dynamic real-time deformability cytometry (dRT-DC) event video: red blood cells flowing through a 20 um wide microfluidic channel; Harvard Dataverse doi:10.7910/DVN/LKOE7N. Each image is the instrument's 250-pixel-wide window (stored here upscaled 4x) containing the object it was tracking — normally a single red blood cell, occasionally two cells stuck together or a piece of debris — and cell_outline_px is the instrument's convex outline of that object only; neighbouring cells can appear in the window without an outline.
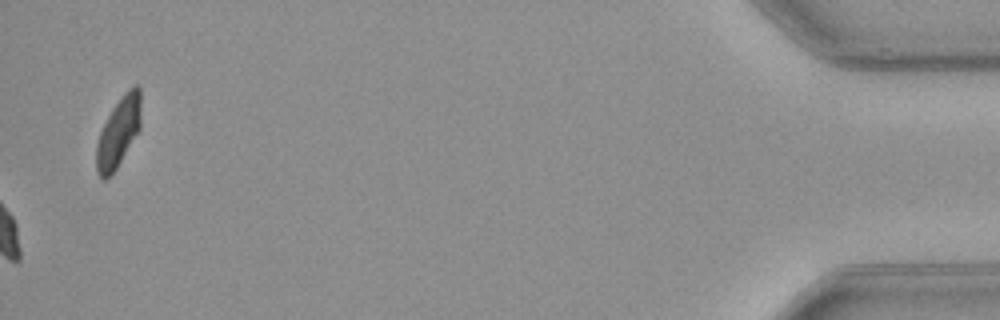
{"species": "common noctule bat (a hibernating species)", "species_latin": "Nyctalus noctula", "temperature_condition": "warm", "stored_images_in_passage": 52, "camera_frame_rate_fps": 3000, "um_per_image_px": 0.085, "animal": {"sex": "female", "body_mass_g": 21.9}, "frame": {"image": 1, "passage_image": 52, "time_ms": 17.0, "image_size_px": [1000, 320], "cell_outline_px": [[140, 128], [116, 168], [104, 180], [96, 172], [96, 144], [100, 132], [112, 108], [124, 92], [132, 84], [136, 84], [140, 88]], "centroid_in_image_um": [10.06, 11.18], "position_along_channel_um": 425.1, "area_um2": 17.86}, "authors_computed_cell_mechanics": {"area_um2": 20.808, "velocity_mm_per_s": 4.0441, "shape_relaxation_time_tau1_ms": 2.9486, "shape_relaxation_time_tau2_ms": null, "deformation_change_tau1": 0.1316, "deformation_change_tau2": null}}